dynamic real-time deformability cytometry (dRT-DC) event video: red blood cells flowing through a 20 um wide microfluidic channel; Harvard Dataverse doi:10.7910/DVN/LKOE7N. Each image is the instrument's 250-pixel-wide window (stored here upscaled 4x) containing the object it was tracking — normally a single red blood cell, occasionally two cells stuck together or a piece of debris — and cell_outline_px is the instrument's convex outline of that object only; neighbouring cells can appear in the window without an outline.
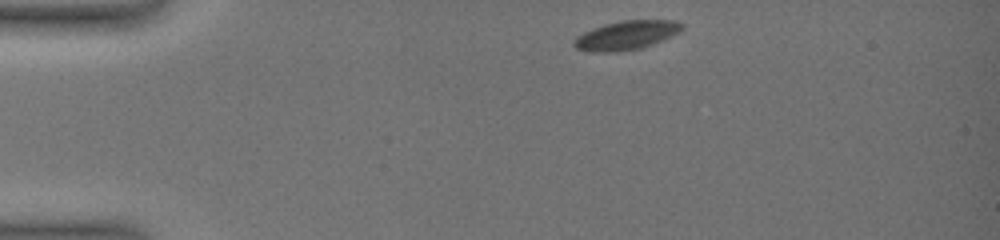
{"species": "common noctule bat (a hibernating species)", "species_latin": "Nyctalus noctula", "temperature_condition": "warm", "stored_images_in_passage": 70, "camera_frame_rate_fps": 3000, "um_per_image_px": 0.085, "animal": {"sex": "female", "body_mass_g": 19.0, "forearm_length_mm": 51.5}, "frame": {"image": 1, "passage_image": 1, "time_ms": 0.0, "image_size_px": [1000, 240], "cell_outline_px": [[684, 28], [680, 32], [664, 40], [640, 48], [616, 52], [588, 52], [576, 48], [572, 44], [572, 40], [576, 36], [584, 32], [604, 24], [620, 20], [676, 20], [684, 24]], "centroid_in_image_um": [53.24, 2.99], "position_along_channel_um": 31.8, "area_um2": 18.5}}
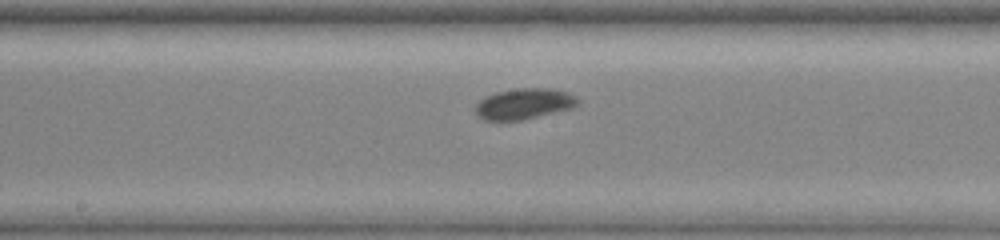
{"frame": {"image": 2, "passage_image": 36, "time_ms": 6.667, "image_size_px": [1000, 240], "cell_outline_px": [[580, 104], [572, 108], [524, 120], [484, 120], [476, 116], [476, 104], [484, 96], [496, 92], [520, 88], [552, 88], [568, 92], [576, 96], [580, 100]], "centroid_in_image_um": [44.57, 8.82], "position_along_channel_um": 203.6, "area_um2": 18.61}}
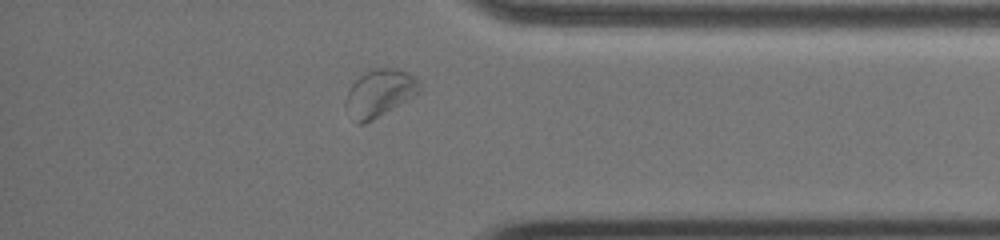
{"frame": {"image": 3, "passage_image": 60, "time_ms": 12.333, "image_size_px": [1000, 240], "cell_outline_px": [[420, 92], [364, 124], [360, 124], [344, 104], [348, 92], [352, 84], [360, 76], [376, 68], [396, 68], [408, 72], [420, 84]], "centroid_in_image_um": [32.28, 7.88], "position_along_channel_um": 402.9, "area_um2": 19.48}, "authors_computed_cell_mechanics": {"area_um2": 18.5538, "velocity_mm_per_s": 3.5489, "shape_relaxation_time_tau1_ms": 2.1093, "shape_relaxation_time_tau2_ms": null, "deformation_change_tau1": 0.0583, "deformation_change_tau2": null}}